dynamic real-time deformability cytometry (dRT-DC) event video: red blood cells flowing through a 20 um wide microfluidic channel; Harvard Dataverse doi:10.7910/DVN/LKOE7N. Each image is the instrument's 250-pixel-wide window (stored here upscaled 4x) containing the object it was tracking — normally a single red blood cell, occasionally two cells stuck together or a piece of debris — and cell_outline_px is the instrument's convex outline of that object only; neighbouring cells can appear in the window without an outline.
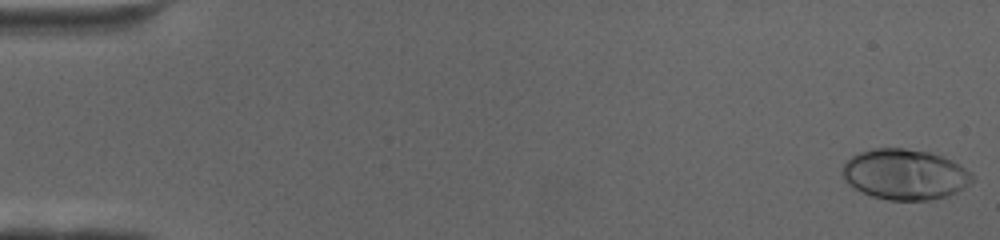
{"species": "human", "species_latin": "Homo sapiens", "temperature_condition": "cold", "stored_images_in_passage": 67, "camera_frame_rate_fps": 3000, "um_per_image_px": 0.085, "donor": {"sex": "female"}, "frame": {"image": 1, "passage_image": 1, "time_ms": 0.0, "image_size_px": [1000, 240], "cell_outline_px": [[976, 176], [964, 188], [948, 196], [932, 200], [888, 200], [872, 196], [848, 184], [844, 180], [840, 172], [844, 164], [852, 156], [860, 152], [872, 148], [904, 148], [928, 152], [952, 160], [960, 164], [972, 172]], "centroid_in_image_um": [76.93, 14.82], "position_along_channel_um": 8.1, "area_um2": 38.38}}
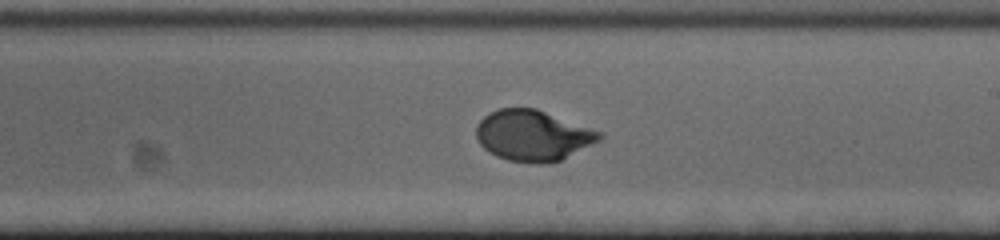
{"frame": {"image": 2, "passage_image": 40, "time_ms": 13.0, "image_size_px": [1000, 240], "cell_outline_px": [[604, 136], [600, 140], [560, 160], [548, 164], [536, 164], [508, 160], [496, 156], [488, 152], [480, 144], [476, 136], [476, 124], [488, 112], [500, 108], [536, 108], [604, 132]], "centroid_in_image_um": [45.29, 11.51], "position_along_channel_um": 243.7, "area_um2": 36.76}}
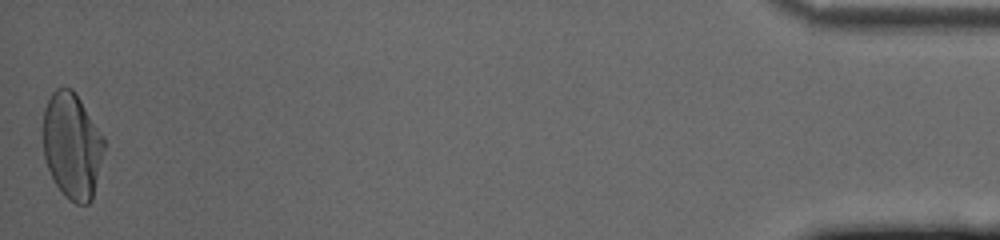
{"frame": {"image": 3, "passage_image": 67, "time_ms": 22.0, "image_size_px": [1000, 240], "cell_outline_px": [[104, 148], [92, 200], [88, 204], [76, 204], [64, 196], [56, 184], [48, 168], [44, 156], [44, 108], [52, 92], [56, 88], [72, 88], [104, 136]], "centroid_in_image_um": [6.13, 12.39], "position_along_channel_um": 429.1, "area_um2": 37.34}}